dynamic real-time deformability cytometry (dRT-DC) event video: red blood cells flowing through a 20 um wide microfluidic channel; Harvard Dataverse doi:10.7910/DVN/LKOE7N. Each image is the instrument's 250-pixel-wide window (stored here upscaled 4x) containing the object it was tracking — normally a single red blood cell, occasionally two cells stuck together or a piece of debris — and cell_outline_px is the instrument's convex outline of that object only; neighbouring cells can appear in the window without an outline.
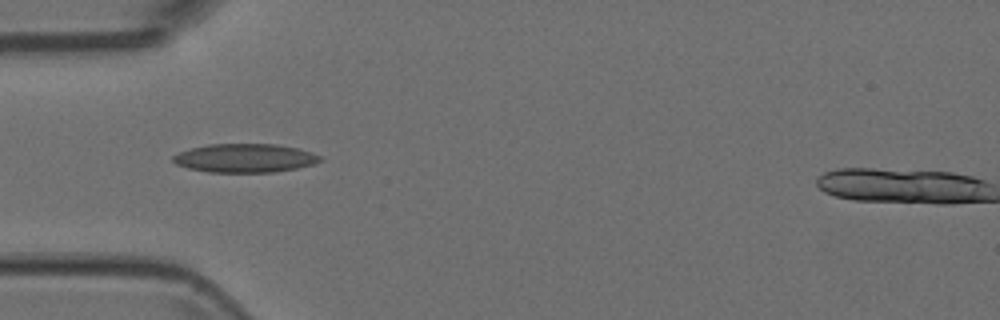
{"species": "Egyptian fruit bat (a non-hibernating species)", "species_latin": "Rousettus aegyptiacus", "temperature_condition": "room temperature", "stored_images_in_passage": 8, "camera_frame_rate_fps": 3000, "um_per_image_px": 0.085, "animal": {"sex": "female"}, "frame": {"image": 1, "passage_image": 3, "time_ms": 0.667, "image_size_px": [1000, 320], "cell_outline_px": [[324, 160], [312, 164], [296, 168], [272, 172], [208, 172], [188, 168], [176, 164], [172, 160], [172, 156], [180, 152], [192, 148], [208, 144], [276, 144], [296, 148], [312, 152], [324, 156]], "centroid_in_image_um": [20.84, 13.43], "position_along_channel_um": 64.2, "area_um2": 24.57}}
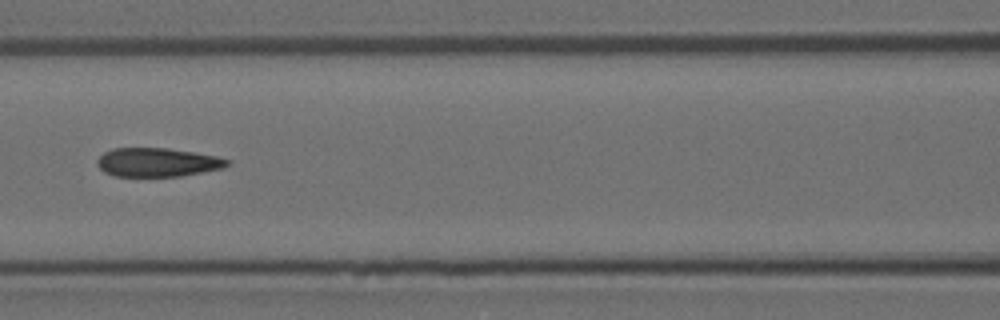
{"frame": {"image": 2, "passage_image": 5, "time_ms": 1.333, "image_size_px": [1000, 320], "cell_outline_px": [[232, 160], [224, 168], [180, 176], [116, 176], [104, 172], [96, 164], [96, 160], [104, 152], [112, 148], [168, 148], [216, 156]], "centroid_in_image_um": [13.37, 13.79], "position_along_channel_um": 153.2, "area_um2": 21.79}}
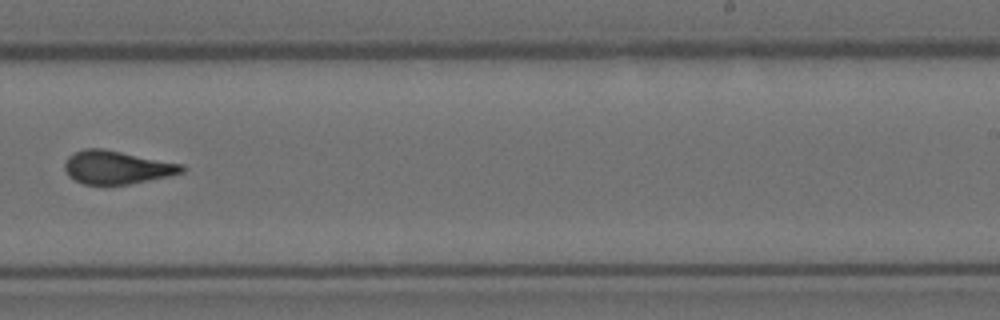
{"frame": {"image": 3, "passage_image": 8, "time_ms": 2.333, "image_size_px": [1000, 320], "cell_outline_px": [[184, 172], [168, 176], [128, 184], [104, 188], [84, 184], [68, 176], [64, 168], [64, 164], [68, 156], [84, 148], [100, 148], [184, 164]], "centroid_in_image_um": [9.89, 14.26], "position_along_channel_um": 279.1, "area_um2": 23.06}}